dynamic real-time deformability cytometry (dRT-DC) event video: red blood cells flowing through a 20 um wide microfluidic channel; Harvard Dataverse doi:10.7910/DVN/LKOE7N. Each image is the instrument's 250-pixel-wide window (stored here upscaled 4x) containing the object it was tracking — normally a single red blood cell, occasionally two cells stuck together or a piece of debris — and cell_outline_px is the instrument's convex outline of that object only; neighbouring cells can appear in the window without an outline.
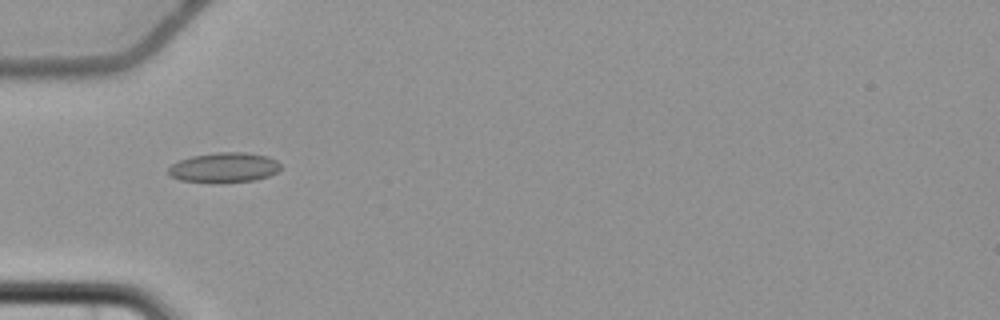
{"species": "common noctule bat (a hibernating species)", "species_latin": "Nyctalus noctula", "temperature_condition": "cold", "stored_images_in_passage": 2, "camera_frame_rate_fps": 3000, "um_per_image_px": 0.085, "animal": {"sex": "female", "body_mass_g": 22.7, "forearm_length_mm": 54.2}, "frame": {"image": 1, "passage_image": 1, "time_ms": 0.0, "image_size_px": [1000, 320], "cell_outline_px": [[280, 168], [276, 172], [268, 176], [256, 180], [220, 184], [212, 184], [180, 180], [168, 176], [168, 168], [172, 164], [180, 160], [192, 156], [216, 152], [248, 152], [268, 156], [276, 160], [280, 164]], "centroid_in_image_um": [19.03, 14.26], "position_along_channel_um": 66.0, "area_um2": 20.11}}
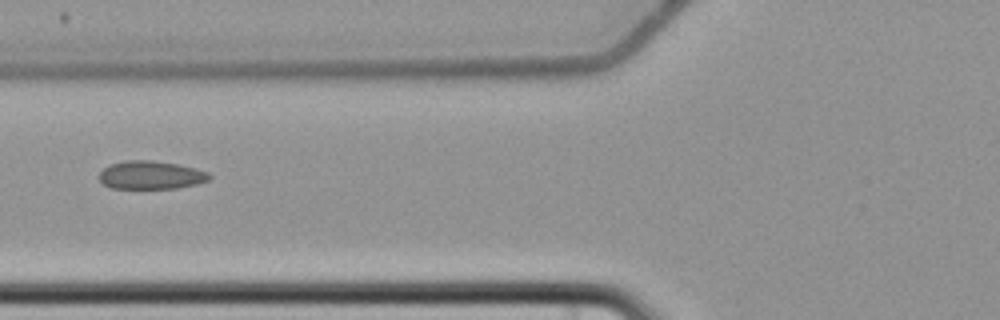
{"frame": {"image": 2, "passage_image": 2, "time_ms": 1.333, "image_size_px": [1000, 320], "cell_outline_px": [[212, 176], [208, 180], [196, 184], [176, 188], [112, 188], [104, 184], [96, 176], [108, 164], [124, 160], [152, 160], [176, 164], [196, 168], [208, 172]], "centroid_in_image_um": [12.79, 14.87], "position_along_channel_um": 113.0, "area_um2": 18.21}}